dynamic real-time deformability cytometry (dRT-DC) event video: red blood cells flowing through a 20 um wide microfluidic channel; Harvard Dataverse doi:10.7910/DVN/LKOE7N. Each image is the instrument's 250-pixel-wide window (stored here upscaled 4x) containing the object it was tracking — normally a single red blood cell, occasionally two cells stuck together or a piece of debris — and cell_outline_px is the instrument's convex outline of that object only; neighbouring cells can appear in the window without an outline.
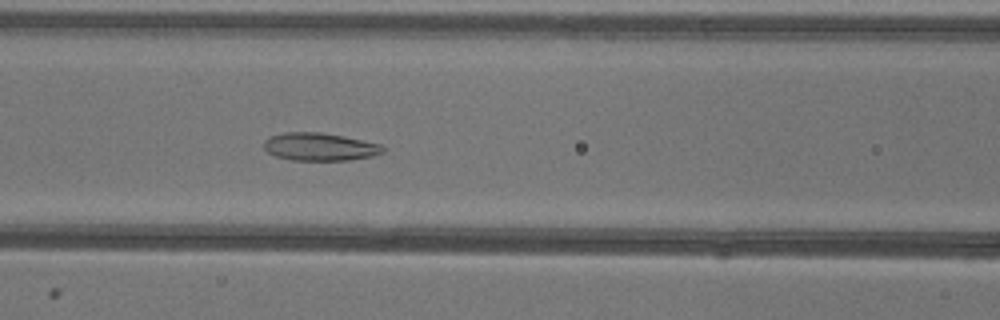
{"species": "common noctule bat (a hibernating species)", "species_latin": "Nyctalus noctula", "temperature_condition": "warm", "stored_images_in_passage": 52, "camera_frame_rate_fps": 3000, "um_per_image_px": 0.085, "animal": {"sex": "female"}, "frame": {"image": 1, "passage_image": 22, "time_ms": 7.0, "image_size_px": [1000, 320], "cell_outline_px": [[384, 152], [372, 156], [352, 160], [292, 160], [276, 156], [268, 152], [264, 148], [264, 140], [272, 136], [284, 132], [320, 132], [344, 136], [380, 144], [384, 148]], "centroid_in_image_um": [27.18, 12.47], "position_along_channel_um": 139.4, "area_um2": 19.25}}
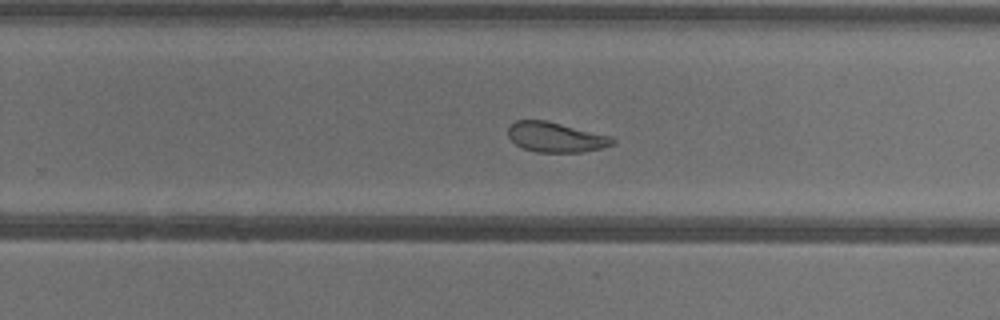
{"frame": {"image": 2, "passage_image": 33, "time_ms": 10.667, "image_size_px": [1000, 320], "cell_outline_px": [[616, 140], [612, 144], [600, 148], [580, 152], [536, 152], [524, 148], [516, 144], [508, 136], [508, 128], [516, 120], [548, 120], [612, 136]], "centroid_in_image_um": [47.24, 11.65], "position_along_channel_um": 282.6, "area_um2": 18.21}}
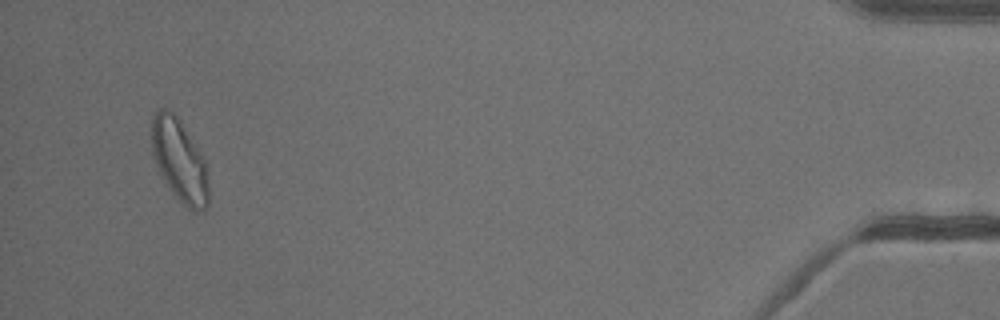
{"frame": {"image": 3, "passage_image": 50, "time_ms": 16.333, "image_size_px": [1000, 320], "cell_outline_px": [[208, 204], [204, 212], [192, 212], [172, 192], [160, 172], [156, 164], [152, 152], [152, 112], [156, 108], [164, 108], [172, 112], [180, 120], [208, 164]], "centroid_in_image_um": [15.28, 13.64], "position_along_channel_um": 419.9, "area_um2": 27.57}, "authors_computed_cell_mechanics": {"area_um2": 22.5709, "velocity_mm_per_s": 3.9227, "shape_relaxation_time_tau1_ms": null, "shape_relaxation_time_tau2_ms": 3.47, "deformation_change_tau1": null, "deformation_change_tau2": 0.0996}}